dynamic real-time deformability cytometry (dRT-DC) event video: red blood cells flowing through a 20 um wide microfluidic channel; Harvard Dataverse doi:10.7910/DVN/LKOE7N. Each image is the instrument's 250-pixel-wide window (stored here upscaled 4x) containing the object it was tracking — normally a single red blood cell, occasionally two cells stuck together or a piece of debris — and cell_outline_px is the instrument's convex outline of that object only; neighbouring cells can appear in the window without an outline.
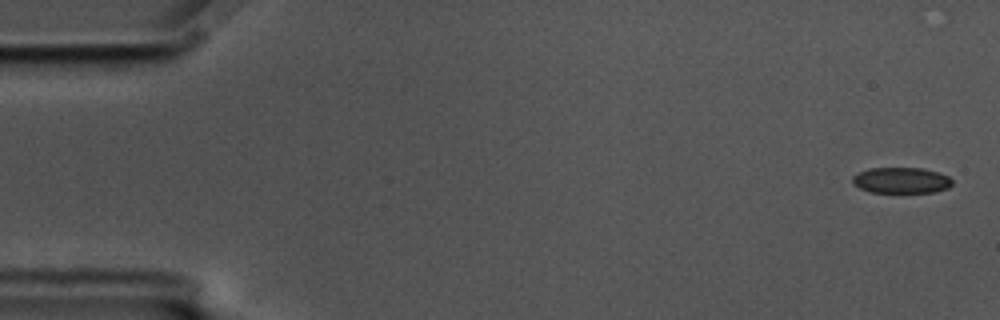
{"species": "common noctule bat (a hibernating species)", "species_latin": "Nyctalus noctula", "temperature_condition": "cold", "stored_images_in_passage": 58, "camera_frame_rate_fps": 3000, "um_per_image_px": 0.085, "animal": {"sex": "male", "body_mass_g": 17.5, "forearm_length_mm": 52.3}, "frame": {"image": 1, "passage_image": 2, "time_ms": 0.333, "image_size_px": [1000, 320], "cell_outline_px": [[952, 184], [948, 188], [932, 192], [872, 192], [860, 188], [852, 184], [852, 176], [868, 168], [920, 168], [936, 172], [948, 176], [952, 180]], "centroid_in_image_um": [76.58, 15.33], "position_along_channel_um": 8.4, "area_um2": 14.91}}
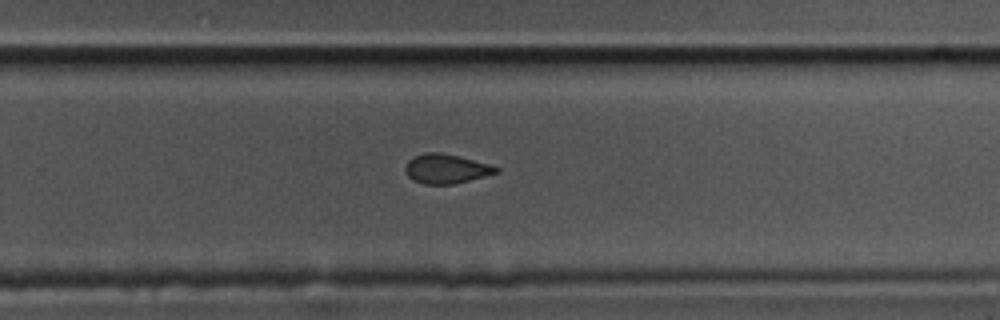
{"frame": {"image": 2, "passage_image": 38, "time_ms": 12.333, "image_size_px": [1000, 320], "cell_outline_px": [[500, 172], [452, 184], [424, 184], [408, 176], [404, 168], [408, 160], [416, 156], [428, 152], [440, 152], [488, 164], [500, 168]], "centroid_in_image_um": [37.91, 14.35], "position_along_channel_um": 291.9, "area_um2": 15.14}}
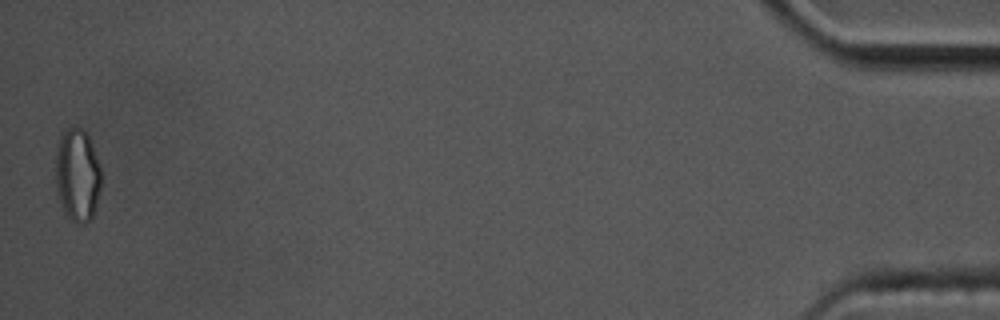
{"frame": {"image": 3, "passage_image": 58, "time_ms": 19.0, "image_size_px": [1000, 320], "cell_outline_px": [[100, 188], [96, 204], [92, 216], [84, 224], [76, 224], [64, 216], [56, 188], [56, 144], [60, 132], [68, 128], [80, 128], [88, 136], [100, 168]], "centroid_in_image_um": [6.53, 14.91], "position_along_channel_um": 428.7, "area_um2": 24.74}, "authors_computed_cell_mechanics": {"area_um2": 16.473, "velocity_mm_per_s": 3.4643, "shape_relaxation_time_tau1_ms": 6.569, "shape_relaxation_time_tau2_ms": 2.9614, "deformation_change_tau1": 0.1206, "deformation_change_tau2": 0.0812}}